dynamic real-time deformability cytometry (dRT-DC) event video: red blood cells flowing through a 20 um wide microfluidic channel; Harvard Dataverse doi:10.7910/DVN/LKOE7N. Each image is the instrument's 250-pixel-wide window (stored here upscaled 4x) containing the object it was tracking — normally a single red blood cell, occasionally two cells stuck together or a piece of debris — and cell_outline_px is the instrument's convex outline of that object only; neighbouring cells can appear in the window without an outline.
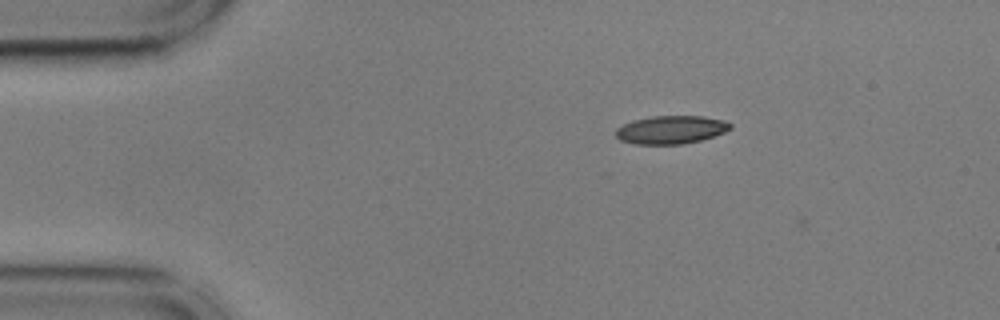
{"species": "common noctule bat (a hibernating species)", "species_latin": "Nyctalus noctula", "temperature_condition": "cold", "stored_images_in_passage": 2, "camera_frame_rate_fps": 3000, "um_per_image_px": 0.085, "animal": {"sex": "male", "body_mass_g": 17.9, "forearm_length_mm": 54.2}, "frame": {"image": 1, "passage_image": 1, "time_ms": 0.0, "image_size_px": [1000, 320], "cell_outline_px": [[732, 128], [724, 132], [700, 140], [684, 144], [636, 144], [620, 140], [616, 136], [616, 128], [632, 120], [652, 116], [704, 116], [724, 120], [732, 124]], "centroid_in_image_um": [57.03, 11.02], "position_along_channel_um": 28.0, "area_um2": 18.79}}